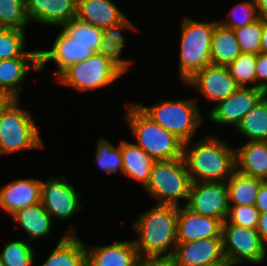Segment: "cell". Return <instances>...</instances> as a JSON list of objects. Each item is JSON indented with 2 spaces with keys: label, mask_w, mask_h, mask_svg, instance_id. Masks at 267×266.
<instances>
[{
  "label": "cell",
  "mask_w": 267,
  "mask_h": 266,
  "mask_svg": "<svg viewBox=\"0 0 267 266\" xmlns=\"http://www.w3.org/2000/svg\"><path fill=\"white\" fill-rule=\"evenodd\" d=\"M102 41L98 52L115 65L124 75L131 70L134 60L122 57L124 48L126 49L125 32H139L134 22L128 16L120 23L112 25L110 28L102 30Z\"/></svg>",
  "instance_id": "obj_20"
},
{
  "label": "cell",
  "mask_w": 267,
  "mask_h": 266,
  "mask_svg": "<svg viewBox=\"0 0 267 266\" xmlns=\"http://www.w3.org/2000/svg\"><path fill=\"white\" fill-rule=\"evenodd\" d=\"M122 175L136 181L142 189L147 185L156 160L133 142L121 139Z\"/></svg>",
  "instance_id": "obj_24"
},
{
  "label": "cell",
  "mask_w": 267,
  "mask_h": 266,
  "mask_svg": "<svg viewBox=\"0 0 267 266\" xmlns=\"http://www.w3.org/2000/svg\"><path fill=\"white\" fill-rule=\"evenodd\" d=\"M11 218L12 222L17 223L20 229L26 232L28 235L26 240L30 243L50 236L55 223L41 202L18 209Z\"/></svg>",
  "instance_id": "obj_25"
},
{
  "label": "cell",
  "mask_w": 267,
  "mask_h": 266,
  "mask_svg": "<svg viewBox=\"0 0 267 266\" xmlns=\"http://www.w3.org/2000/svg\"><path fill=\"white\" fill-rule=\"evenodd\" d=\"M229 206L228 217L223 224H235L242 227L257 229L260 213L255 206Z\"/></svg>",
  "instance_id": "obj_38"
},
{
  "label": "cell",
  "mask_w": 267,
  "mask_h": 266,
  "mask_svg": "<svg viewBox=\"0 0 267 266\" xmlns=\"http://www.w3.org/2000/svg\"><path fill=\"white\" fill-rule=\"evenodd\" d=\"M65 176L51 175L41 180V203L55 221H68L83 209L82 193Z\"/></svg>",
  "instance_id": "obj_10"
},
{
  "label": "cell",
  "mask_w": 267,
  "mask_h": 266,
  "mask_svg": "<svg viewBox=\"0 0 267 266\" xmlns=\"http://www.w3.org/2000/svg\"><path fill=\"white\" fill-rule=\"evenodd\" d=\"M6 184V185H5ZM0 187V210L12 215L18 209L41 202V180L20 178Z\"/></svg>",
  "instance_id": "obj_19"
},
{
  "label": "cell",
  "mask_w": 267,
  "mask_h": 266,
  "mask_svg": "<svg viewBox=\"0 0 267 266\" xmlns=\"http://www.w3.org/2000/svg\"><path fill=\"white\" fill-rule=\"evenodd\" d=\"M227 67L239 87L257 88L256 54L241 53Z\"/></svg>",
  "instance_id": "obj_35"
},
{
  "label": "cell",
  "mask_w": 267,
  "mask_h": 266,
  "mask_svg": "<svg viewBox=\"0 0 267 266\" xmlns=\"http://www.w3.org/2000/svg\"><path fill=\"white\" fill-rule=\"evenodd\" d=\"M85 249L87 266H139L141 259L132 239L105 245L85 243Z\"/></svg>",
  "instance_id": "obj_17"
},
{
  "label": "cell",
  "mask_w": 267,
  "mask_h": 266,
  "mask_svg": "<svg viewBox=\"0 0 267 266\" xmlns=\"http://www.w3.org/2000/svg\"><path fill=\"white\" fill-rule=\"evenodd\" d=\"M183 85L199 91L202 99L213 105L228 98L239 88L227 66L214 64L196 72Z\"/></svg>",
  "instance_id": "obj_13"
},
{
  "label": "cell",
  "mask_w": 267,
  "mask_h": 266,
  "mask_svg": "<svg viewBox=\"0 0 267 266\" xmlns=\"http://www.w3.org/2000/svg\"><path fill=\"white\" fill-rule=\"evenodd\" d=\"M60 29L77 44L87 45L94 53L98 52L103 31L77 18L62 25Z\"/></svg>",
  "instance_id": "obj_33"
},
{
  "label": "cell",
  "mask_w": 267,
  "mask_h": 266,
  "mask_svg": "<svg viewBox=\"0 0 267 266\" xmlns=\"http://www.w3.org/2000/svg\"><path fill=\"white\" fill-rule=\"evenodd\" d=\"M54 38L51 49L39 48L40 72L46 71L45 66L51 62L57 67L54 70L57 78L70 65L84 61L94 54L89 46L75 43L62 30Z\"/></svg>",
  "instance_id": "obj_15"
},
{
  "label": "cell",
  "mask_w": 267,
  "mask_h": 266,
  "mask_svg": "<svg viewBox=\"0 0 267 266\" xmlns=\"http://www.w3.org/2000/svg\"><path fill=\"white\" fill-rule=\"evenodd\" d=\"M183 144V158L192 183L226 182L236 170L235 148L217 133Z\"/></svg>",
  "instance_id": "obj_1"
},
{
  "label": "cell",
  "mask_w": 267,
  "mask_h": 266,
  "mask_svg": "<svg viewBox=\"0 0 267 266\" xmlns=\"http://www.w3.org/2000/svg\"><path fill=\"white\" fill-rule=\"evenodd\" d=\"M242 53H260V41L263 32V20L233 29Z\"/></svg>",
  "instance_id": "obj_37"
},
{
  "label": "cell",
  "mask_w": 267,
  "mask_h": 266,
  "mask_svg": "<svg viewBox=\"0 0 267 266\" xmlns=\"http://www.w3.org/2000/svg\"><path fill=\"white\" fill-rule=\"evenodd\" d=\"M52 252L39 266H87L85 242L74 224H69Z\"/></svg>",
  "instance_id": "obj_22"
},
{
  "label": "cell",
  "mask_w": 267,
  "mask_h": 266,
  "mask_svg": "<svg viewBox=\"0 0 267 266\" xmlns=\"http://www.w3.org/2000/svg\"><path fill=\"white\" fill-rule=\"evenodd\" d=\"M0 259L4 266H33L37 255L34 244L26 239H14L2 245Z\"/></svg>",
  "instance_id": "obj_31"
},
{
  "label": "cell",
  "mask_w": 267,
  "mask_h": 266,
  "mask_svg": "<svg viewBox=\"0 0 267 266\" xmlns=\"http://www.w3.org/2000/svg\"><path fill=\"white\" fill-rule=\"evenodd\" d=\"M263 181L235 170L226 181L229 205L254 206L258 189Z\"/></svg>",
  "instance_id": "obj_28"
},
{
  "label": "cell",
  "mask_w": 267,
  "mask_h": 266,
  "mask_svg": "<svg viewBox=\"0 0 267 266\" xmlns=\"http://www.w3.org/2000/svg\"><path fill=\"white\" fill-rule=\"evenodd\" d=\"M125 122L135 144L156 161L183 158V142L148 117L134 102L125 105Z\"/></svg>",
  "instance_id": "obj_3"
},
{
  "label": "cell",
  "mask_w": 267,
  "mask_h": 266,
  "mask_svg": "<svg viewBox=\"0 0 267 266\" xmlns=\"http://www.w3.org/2000/svg\"><path fill=\"white\" fill-rule=\"evenodd\" d=\"M242 53L233 29L215 25L211 41V64L228 66Z\"/></svg>",
  "instance_id": "obj_27"
},
{
  "label": "cell",
  "mask_w": 267,
  "mask_h": 266,
  "mask_svg": "<svg viewBox=\"0 0 267 266\" xmlns=\"http://www.w3.org/2000/svg\"><path fill=\"white\" fill-rule=\"evenodd\" d=\"M222 225L220 219L202 216L181 204L178 207L177 242L222 238Z\"/></svg>",
  "instance_id": "obj_18"
},
{
  "label": "cell",
  "mask_w": 267,
  "mask_h": 266,
  "mask_svg": "<svg viewBox=\"0 0 267 266\" xmlns=\"http://www.w3.org/2000/svg\"><path fill=\"white\" fill-rule=\"evenodd\" d=\"M27 30L0 28V60L17 57H39V49L27 51Z\"/></svg>",
  "instance_id": "obj_30"
},
{
  "label": "cell",
  "mask_w": 267,
  "mask_h": 266,
  "mask_svg": "<svg viewBox=\"0 0 267 266\" xmlns=\"http://www.w3.org/2000/svg\"><path fill=\"white\" fill-rule=\"evenodd\" d=\"M139 266H177L172 256L140 259Z\"/></svg>",
  "instance_id": "obj_40"
},
{
  "label": "cell",
  "mask_w": 267,
  "mask_h": 266,
  "mask_svg": "<svg viewBox=\"0 0 267 266\" xmlns=\"http://www.w3.org/2000/svg\"><path fill=\"white\" fill-rule=\"evenodd\" d=\"M222 240L228 266H260L267 261V245L257 229L223 224Z\"/></svg>",
  "instance_id": "obj_9"
},
{
  "label": "cell",
  "mask_w": 267,
  "mask_h": 266,
  "mask_svg": "<svg viewBox=\"0 0 267 266\" xmlns=\"http://www.w3.org/2000/svg\"><path fill=\"white\" fill-rule=\"evenodd\" d=\"M29 22L60 28L77 15V0H26Z\"/></svg>",
  "instance_id": "obj_16"
},
{
  "label": "cell",
  "mask_w": 267,
  "mask_h": 266,
  "mask_svg": "<svg viewBox=\"0 0 267 266\" xmlns=\"http://www.w3.org/2000/svg\"><path fill=\"white\" fill-rule=\"evenodd\" d=\"M172 257L177 266H228L222 238L177 243Z\"/></svg>",
  "instance_id": "obj_14"
},
{
  "label": "cell",
  "mask_w": 267,
  "mask_h": 266,
  "mask_svg": "<svg viewBox=\"0 0 267 266\" xmlns=\"http://www.w3.org/2000/svg\"><path fill=\"white\" fill-rule=\"evenodd\" d=\"M264 97L267 99V88L264 89Z\"/></svg>",
  "instance_id": "obj_46"
},
{
  "label": "cell",
  "mask_w": 267,
  "mask_h": 266,
  "mask_svg": "<svg viewBox=\"0 0 267 266\" xmlns=\"http://www.w3.org/2000/svg\"><path fill=\"white\" fill-rule=\"evenodd\" d=\"M263 96V89L239 87L228 98L216 103L209 112L205 111V118L218 126H231L235 131L243 117Z\"/></svg>",
  "instance_id": "obj_12"
},
{
  "label": "cell",
  "mask_w": 267,
  "mask_h": 266,
  "mask_svg": "<svg viewBox=\"0 0 267 266\" xmlns=\"http://www.w3.org/2000/svg\"><path fill=\"white\" fill-rule=\"evenodd\" d=\"M40 73L39 57H17L0 60V92L19 100L22 85L30 72Z\"/></svg>",
  "instance_id": "obj_21"
},
{
  "label": "cell",
  "mask_w": 267,
  "mask_h": 266,
  "mask_svg": "<svg viewBox=\"0 0 267 266\" xmlns=\"http://www.w3.org/2000/svg\"><path fill=\"white\" fill-rule=\"evenodd\" d=\"M185 206L202 216L226 221L230 207L226 182L191 183Z\"/></svg>",
  "instance_id": "obj_11"
},
{
  "label": "cell",
  "mask_w": 267,
  "mask_h": 266,
  "mask_svg": "<svg viewBox=\"0 0 267 266\" xmlns=\"http://www.w3.org/2000/svg\"><path fill=\"white\" fill-rule=\"evenodd\" d=\"M94 152V161L96 167L107 174H116L117 172L122 175V154L120 142L118 145L110 142L104 136H100L97 140Z\"/></svg>",
  "instance_id": "obj_32"
},
{
  "label": "cell",
  "mask_w": 267,
  "mask_h": 266,
  "mask_svg": "<svg viewBox=\"0 0 267 266\" xmlns=\"http://www.w3.org/2000/svg\"><path fill=\"white\" fill-rule=\"evenodd\" d=\"M11 99L4 93L0 92V112L6 107Z\"/></svg>",
  "instance_id": "obj_45"
},
{
  "label": "cell",
  "mask_w": 267,
  "mask_h": 266,
  "mask_svg": "<svg viewBox=\"0 0 267 266\" xmlns=\"http://www.w3.org/2000/svg\"><path fill=\"white\" fill-rule=\"evenodd\" d=\"M124 74L99 52L66 68L56 82L74 91L95 92L118 82Z\"/></svg>",
  "instance_id": "obj_8"
},
{
  "label": "cell",
  "mask_w": 267,
  "mask_h": 266,
  "mask_svg": "<svg viewBox=\"0 0 267 266\" xmlns=\"http://www.w3.org/2000/svg\"><path fill=\"white\" fill-rule=\"evenodd\" d=\"M132 224L133 239L141 259L172 256L177 242L178 206L152 205L137 215Z\"/></svg>",
  "instance_id": "obj_2"
},
{
  "label": "cell",
  "mask_w": 267,
  "mask_h": 266,
  "mask_svg": "<svg viewBox=\"0 0 267 266\" xmlns=\"http://www.w3.org/2000/svg\"><path fill=\"white\" fill-rule=\"evenodd\" d=\"M119 7L114 0H77L76 18L104 30L127 17Z\"/></svg>",
  "instance_id": "obj_23"
},
{
  "label": "cell",
  "mask_w": 267,
  "mask_h": 266,
  "mask_svg": "<svg viewBox=\"0 0 267 266\" xmlns=\"http://www.w3.org/2000/svg\"><path fill=\"white\" fill-rule=\"evenodd\" d=\"M179 23L178 77L184 84L196 72L211 64V41L218 19L206 22L185 16Z\"/></svg>",
  "instance_id": "obj_4"
},
{
  "label": "cell",
  "mask_w": 267,
  "mask_h": 266,
  "mask_svg": "<svg viewBox=\"0 0 267 266\" xmlns=\"http://www.w3.org/2000/svg\"><path fill=\"white\" fill-rule=\"evenodd\" d=\"M19 100H11L0 112V156L45 148L39 125Z\"/></svg>",
  "instance_id": "obj_6"
},
{
  "label": "cell",
  "mask_w": 267,
  "mask_h": 266,
  "mask_svg": "<svg viewBox=\"0 0 267 266\" xmlns=\"http://www.w3.org/2000/svg\"><path fill=\"white\" fill-rule=\"evenodd\" d=\"M257 232L262 241L267 245V212L259 214Z\"/></svg>",
  "instance_id": "obj_42"
},
{
  "label": "cell",
  "mask_w": 267,
  "mask_h": 266,
  "mask_svg": "<svg viewBox=\"0 0 267 266\" xmlns=\"http://www.w3.org/2000/svg\"><path fill=\"white\" fill-rule=\"evenodd\" d=\"M260 53L267 54V22L263 21V32L260 41Z\"/></svg>",
  "instance_id": "obj_44"
},
{
  "label": "cell",
  "mask_w": 267,
  "mask_h": 266,
  "mask_svg": "<svg viewBox=\"0 0 267 266\" xmlns=\"http://www.w3.org/2000/svg\"><path fill=\"white\" fill-rule=\"evenodd\" d=\"M254 206L260 214L267 212V180L260 184Z\"/></svg>",
  "instance_id": "obj_41"
},
{
  "label": "cell",
  "mask_w": 267,
  "mask_h": 266,
  "mask_svg": "<svg viewBox=\"0 0 267 266\" xmlns=\"http://www.w3.org/2000/svg\"><path fill=\"white\" fill-rule=\"evenodd\" d=\"M258 17L267 22V0H255Z\"/></svg>",
  "instance_id": "obj_43"
},
{
  "label": "cell",
  "mask_w": 267,
  "mask_h": 266,
  "mask_svg": "<svg viewBox=\"0 0 267 266\" xmlns=\"http://www.w3.org/2000/svg\"><path fill=\"white\" fill-rule=\"evenodd\" d=\"M225 19L219 18L218 22L229 29L240 28L254 23L259 19L255 0H241L228 10Z\"/></svg>",
  "instance_id": "obj_36"
},
{
  "label": "cell",
  "mask_w": 267,
  "mask_h": 266,
  "mask_svg": "<svg viewBox=\"0 0 267 266\" xmlns=\"http://www.w3.org/2000/svg\"><path fill=\"white\" fill-rule=\"evenodd\" d=\"M26 0H0V28L27 30Z\"/></svg>",
  "instance_id": "obj_34"
},
{
  "label": "cell",
  "mask_w": 267,
  "mask_h": 266,
  "mask_svg": "<svg viewBox=\"0 0 267 266\" xmlns=\"http://www.w3.org/2000/svg\"><path fill=\"white\" fill-rule=\"evenodd\" d=\"M236 170L267 180V141H249L235 148Z\"/></svg>",
  "instance_id": "obj_26"
},
{
  "label": "cell",
  "mask_w": 267,
  "mask_h": 266,
  "mask_svg": "<svg viewBox=\"0 0 267 266\" xmlns=\"http://www.w3.org/2000/svg\"><path fill=\"white\" fill-rule=\"evenodd\" d=\"M190 176L184 158L156 161L149 181L142 189L155 200L157 205H185L191 186Z\"/></svg>",
  "instance_id": "obj_7"
},
{
  "label": "cell",
  "mask_w": 267,
  "mask_h": 266,
  "mask_svg": "<svg viewBox=\"0 0 267 266\" xmlns=\"http://www.w3.org/2000/svg\"><path fill=\"white\" fill-rule=\"evenodd\" d=\"M257 88H267V54H256Z\"/></svg>",
  "instance_id": "obj_39"
},
{
  "label": "cell",
  "mask_w": 267,
  "mask_h": 266,
  "mask_svg": "<svg viewBox=\"0 0 267 266\" xmlns=\"http://www.w3.org/2000/svg\"><path fill=\"white\" fill-rule=\"evenodd\" d=\"M249 141H267V99L263 96L235 129Z\"/></svg>",
  "instance_id": "obj_29"
},
{
  "label": "cell",
  "mask_w": 267,
  "mask_h": 266,
  "mask_svg": "<svg viewBox=\"0 0 267 266\" xmlns=\"http://www.w3.org/2000/svg\"><path fill=\"white\" fill-rule=\"evenodd\" d=\"M197 97L185 99H162L150 106L135 102L138 107L154 122L174 134L183 143L192 141L204 123L205 113L202 114Z\"/></svg>",
  "instance_id": "obj_5"
}]
</instances>
